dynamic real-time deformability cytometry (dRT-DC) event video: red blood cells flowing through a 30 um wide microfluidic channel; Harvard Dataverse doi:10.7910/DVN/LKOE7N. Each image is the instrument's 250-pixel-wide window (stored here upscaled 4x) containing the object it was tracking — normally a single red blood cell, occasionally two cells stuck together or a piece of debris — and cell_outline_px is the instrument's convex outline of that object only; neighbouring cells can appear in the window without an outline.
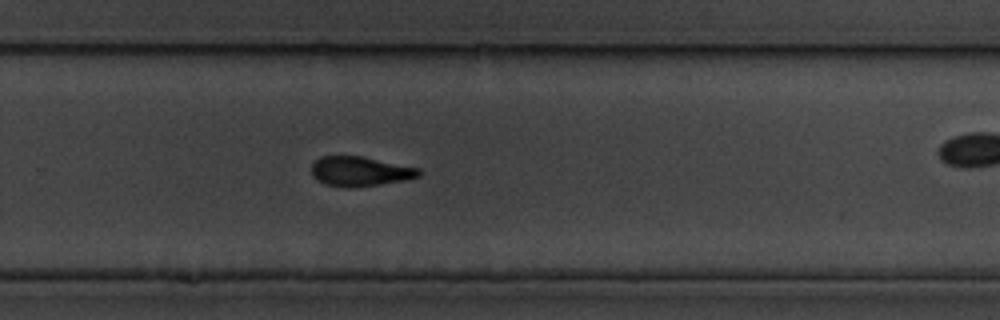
{"species": "common noctule bat (a hibernating species)", "species_latin": "Nyctalus noctula", "temperature_condition": "cold", "stored_images_in_passage": 11, "segment_of_instrument_passage": [1, 2], "camera_frame_rate_fps": 3000, "um_per_image_px": 0.085, "animal": {"sex": "male", "body_mass_g": 19.5, "forearm_length_mm": 54.6}, "frame": {"image": 1, "passage_image": 10, "time_ms": 11.0, "image_size_px": [1000, 320], "cell_outline_px": [[420, 176], [404, 180], [380, 184], [344, 188], [324, 184], [312, 176], [312, 164], [320, 156], [360, 156], [420, 168]], "centroid_in_image_um": [30.58, 14.57], "position_along_channel_um": 299.2, "area_um2": 18.44}}